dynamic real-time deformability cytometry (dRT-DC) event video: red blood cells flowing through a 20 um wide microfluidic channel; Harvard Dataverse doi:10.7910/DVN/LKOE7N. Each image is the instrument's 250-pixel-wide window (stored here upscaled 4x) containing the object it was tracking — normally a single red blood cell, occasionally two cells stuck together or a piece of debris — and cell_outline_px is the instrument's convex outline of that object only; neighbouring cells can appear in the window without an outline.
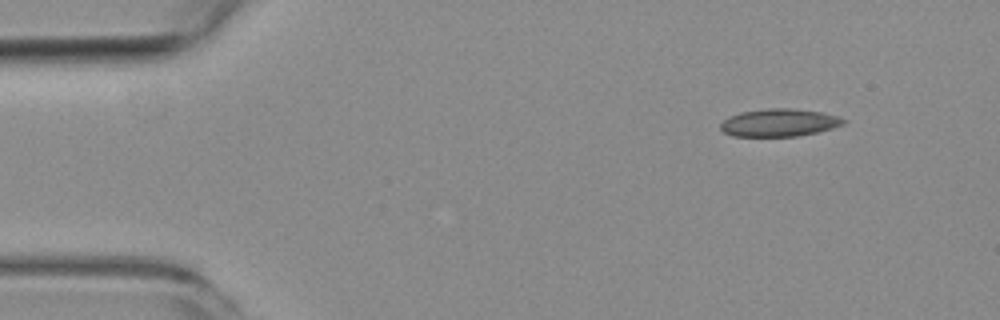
{"species": "common noctule bat (a hibernating species)", "species_latin": "Nyctalus noctula", "temperature_condition": "room temperature", "stored_images_in_passage": 4, "camera_frame_rate_fps": 3000, "um_per_image_px": 0.085, "animal": {"sex": "female", "body_mass_g": 19.3, "forearm_length_mm": 54.1}, "frame": {"image": 1, "passage_image": 1, "time_ms": 0.0, "image_size_px": [1000, 320], "cell_outline_px": [[848, 120], [844, 124], [832, 128], [816, 132], [796, 136], [732, 136], [724, 132], [720, 128], [720, 124], [728, 116], [740, 112], [768, 108], [792, 108], [820, 112], [836, 116]], "centroid_in_image_um": [66.21, 10.42], "position_along_channel_um": 18.8, "area_um2": 19.77}}
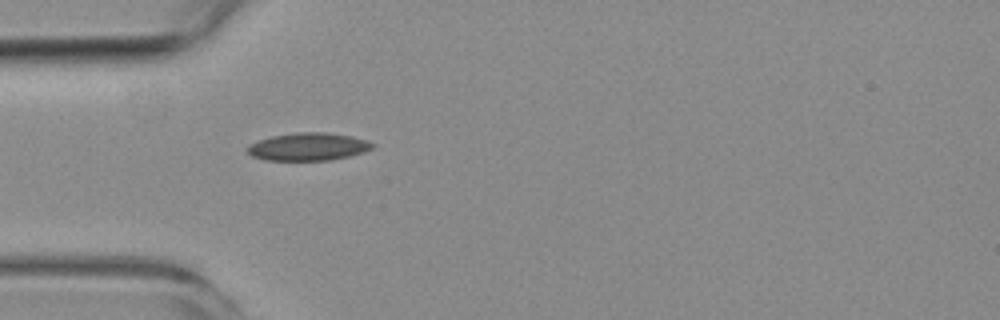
{"frame": {"image": 2, "passage_image": 4, "time_ms": 3.333, "image_size_px": [1000, 320], "cell_outline_px": [[376, 148], [364, 152], [348, 156], [328, 160], [264, 160], [252, 156], [248, 152], [248, 144], [272, 136], [296, 132], [328, 132], [352, 136], [368, 140], [376, 144]], "centroid_in_image_um": [26.25, 12.46], "position_along_channel_um": 58.7, "area_um2": 20.35}}